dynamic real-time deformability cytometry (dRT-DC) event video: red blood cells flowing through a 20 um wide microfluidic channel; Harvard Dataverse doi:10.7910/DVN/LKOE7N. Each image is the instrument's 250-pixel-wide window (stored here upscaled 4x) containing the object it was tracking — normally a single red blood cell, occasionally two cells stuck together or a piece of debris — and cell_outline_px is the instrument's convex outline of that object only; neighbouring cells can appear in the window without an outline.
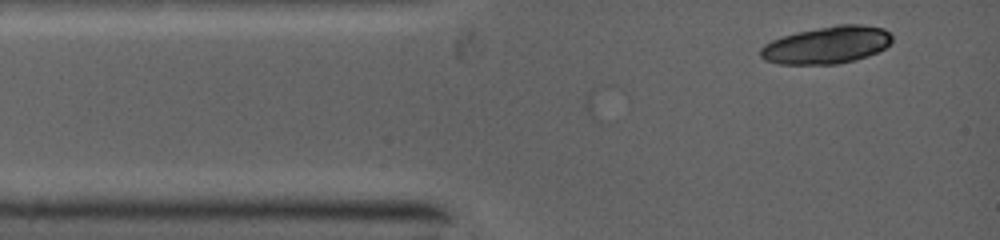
{"species": "common noctule bat (a hibernating species)", "species_latin": "Nyctalus noctula", "temperature_condition": "warm", "stored_images_in_passage": 3, "camera_frame_rate_fps": 5000, "um_per_image_px": 0.085, "animal": {"sex": "female", "body_mass_g": 19.0, "forearm_length_mm": 53.3}, "frame": {"image": 1, "passage_image": 3, "time_ms": 0.4, "image_size_px": [1000, 240], "cell_outline_px": [[892, 40], [884, 48], [876, 52], [856, 60], [836, 64], [780, 64], [764, 60], [760, 56], [760, 48], [764, 44], [772, 40], [784, 36], [800, 32], [840, 24], [856, 24], [884, 28], [892, 36]], "centroid_in_image_um": [70.27, 3.84], "position_along_channel_um": 14.7, "area_um2": 28.26}}